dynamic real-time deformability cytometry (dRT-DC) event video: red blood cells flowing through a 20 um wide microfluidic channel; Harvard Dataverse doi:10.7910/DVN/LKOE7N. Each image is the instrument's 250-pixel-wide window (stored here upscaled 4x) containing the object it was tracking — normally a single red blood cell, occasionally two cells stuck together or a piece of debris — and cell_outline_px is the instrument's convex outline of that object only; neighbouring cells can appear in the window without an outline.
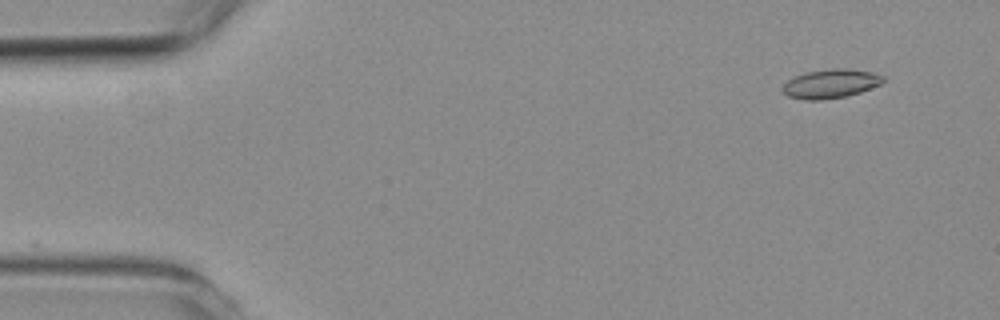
{"species": "common noctule bat (a hibernating species)", "species_latin": "Nyctalus noctula", "temperature_condition": "room temperature", "stored_images_in_passage": 8, "camera_frame_rate_fps": 3000, "um_per_image_px": 0.085, "animal": {"sex": "female", "body_mass_g": 19.3, "forearm_length_mm": 54.1}, "frame": {"image": 1, "passage_image": 1, "time_ms": 0.0, "image_size_px": [1000, 320], "cell_outline_px": [[884, 80], [880, 84], [860, 92], [848, 96], [820, 100], [804, 100], [788, 96], [780, 88], [788, 80], [804, 72], [832, 68], [844, 68], [872, 72], [884, 76]], "centroid_in_image_um": [70.59, 7.11], "position_along_channel_um": 14.4, "area_um2": 16.99}}
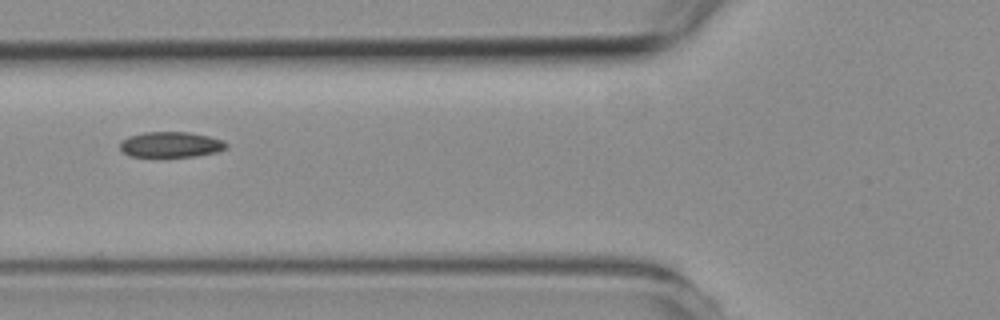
{"frame": {"image": 2, "passage_image": 5, "time_ms": 5.333, "image_size_px": [1000, 320], "cell_outline_px": [[228, 148], [216, 152], [196, 156], [128, 156], [120, 148], [120, 144], [128, 136], [144, 132], [188, 132], [208, 136], [224, 140], [228, 144]], "centroid_in_image_um": [14.55, 12.28], "position_along_channel_um": 111.2, "area_um2": 15.72}}
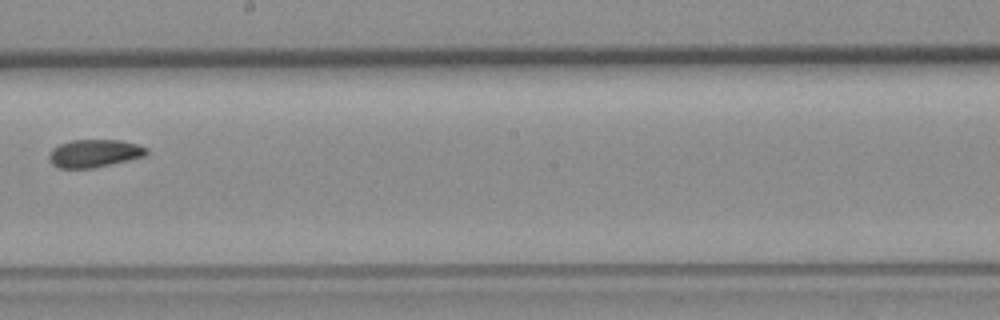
{"frame": {"image": 3, "passage_image": 8, "time_ms": 8.667, "image_size_px": [1000, 320], "cell_outline_px": [[148, 152], [144, 156], [128, 160], [92, 168], [60, 168], [52, 164], [48, 156], [52, 148], [60, 144], [72, 140], [120, 140], [136, 144], [148, 148]], "centroid_in_image_um": [8.0, 13.03], "position_along_channel_um": 240.2, "area_um2": 15.66}}